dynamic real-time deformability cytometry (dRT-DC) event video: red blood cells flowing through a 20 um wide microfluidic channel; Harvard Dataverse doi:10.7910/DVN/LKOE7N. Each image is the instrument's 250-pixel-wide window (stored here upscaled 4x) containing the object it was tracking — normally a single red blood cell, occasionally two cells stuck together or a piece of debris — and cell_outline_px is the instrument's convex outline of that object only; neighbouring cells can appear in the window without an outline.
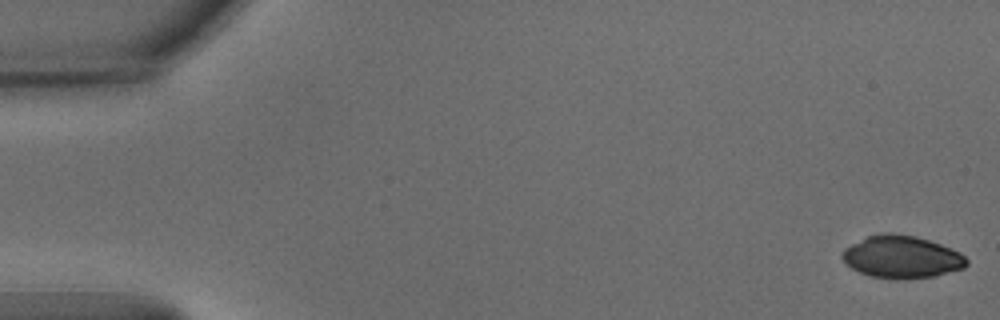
{"species": "common noctule bat (a hibernating species)", "species_latin": "Nyctalus noctula", "temperature_condition": "warm", "stored_images_in_passage": 53, "camera_frame_rate_fps": 3000, "um_per_image_px": 0.085, "animal": {"sex": "male", "body_mass_g": 15.6}, "frame": {"image": 1, "passage_image": 1, "time_ms": 0.0, "image_size_px": [1000, 320], "cell_outline_px": [[968, 264], [964, 268], [932, 276], [872, 276], [860, 272], [852, 268], [840, 256], [844, 248], [868, 236], [880, 232], [892, 232], [916, 236], [940, 244], [960, 252], [968, 260]], "centroid_in_image_um": [76.64, 21.78], "position_along_channel_um": 8.4, "area_um2": 29.82}}
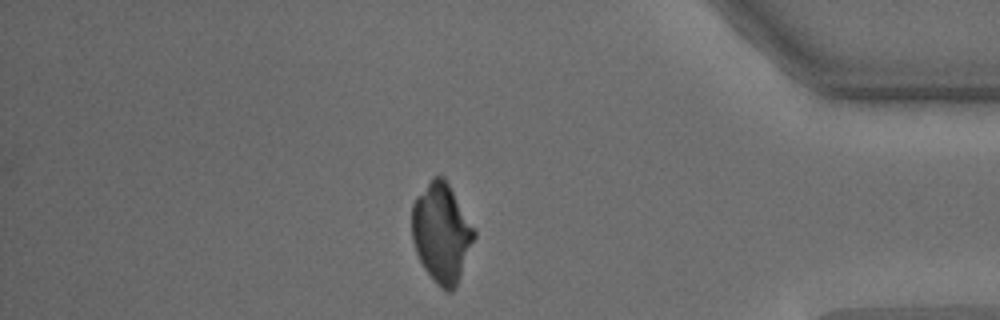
{"frame": {"image": 2, "passage_image": 46, "time_ms": 15.0, "image_size_px": [1000, 320], "cell_outline_px": [[476, 236], [456, 288], [452, 292], [444, 292], [432, 280], [424, 268], [416, 252], [412, 240], [412, 204], [416, 196], [432, 176], [444, 176], [476, 232]], "centroid_in_image_um": [37.52, 19.82], "position_along_channel_um": 397.7, "area_um2": 36.18}}
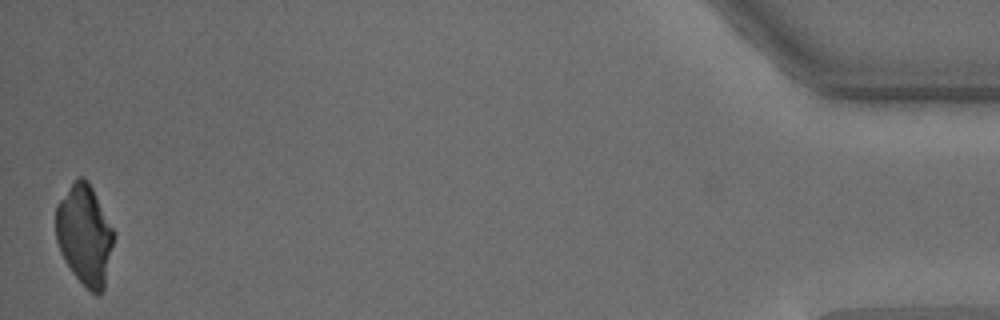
{"frame": {"image": 3, "passage_image": 53, "time_ms": 17.333, "image_size_px": [1000, 320], "cell_outline_px": [[112, 244], [104, 288], [100, 296], [96, 296], [72, 272], [64, 260], [60, 252], [56, 240], [56, 204], [72, 184], [80, 176], [84, 176], [88, 180], [112, 228]], "centroid_in_image_um": [7.16, 19.97], "position_along_channel_um": 428.0, "area_um2": 33.06}}